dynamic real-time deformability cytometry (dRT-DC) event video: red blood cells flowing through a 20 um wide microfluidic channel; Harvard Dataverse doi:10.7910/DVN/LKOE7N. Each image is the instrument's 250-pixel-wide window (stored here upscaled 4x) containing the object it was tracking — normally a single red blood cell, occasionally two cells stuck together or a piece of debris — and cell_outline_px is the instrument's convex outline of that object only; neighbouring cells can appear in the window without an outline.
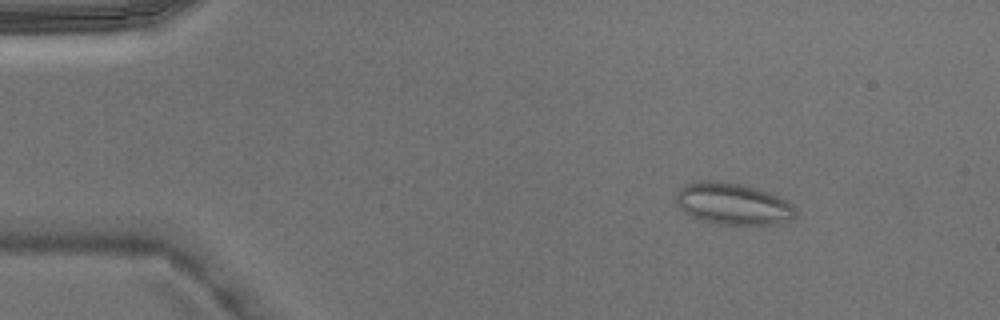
{"species": "Egyptian fruit bat (a non-hibernating species)", "species_latin": "Rousettus aegyptiacus", "temperature_condition": "warm", "stored_images_in_passage": 6, "camera_frame_rate_fps": 3000, "um_per_image_px": 0.085, "animal": {"sex": "male"}, "frame": {"image": 1, "passage_image": 2, "time_ms": 0.333, "image_size_px": [1000, 320], "cell_outline_px": [[796, 216], [792, 220], [776, 224], [716, 224], [692, 216], [684, 212], [676, 204], [676, 192], [684, 184], [696, 180], [716, 180], [740, 184], [756, 188], [768, 192], [792, 204], [796, 212]], "centroid_in_image_um": [62.26, 17.31], "position_along_channel_um": 22.7, "area_um2": 29.07}}
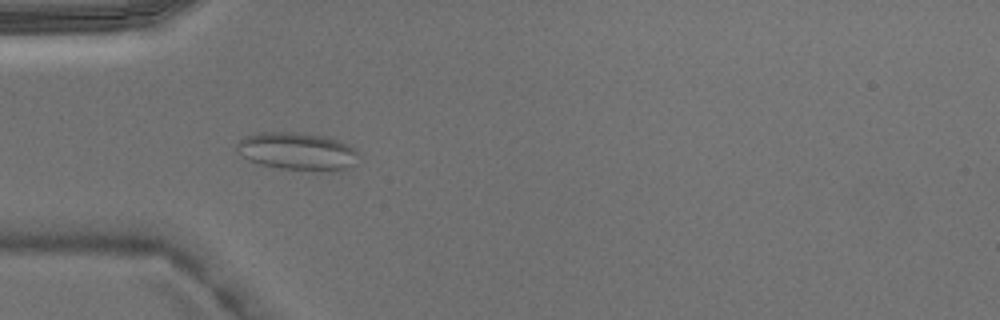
{"frame": {"image": 2, "passage_image": 4, "time_ms": 1.0, "image_size_px": [1000, 320], "cell_outline_px": [[356, 164], [332, 172], [320, 172], [280, 168], [260, 164], [244, 156], [236, 148], [236, 144], [244, 136], [260, 132], [292, 132], [328, 136], [352, 148], [356, 152]], "centroid_in_image_um": [25.26, 12.87], "position_along_channel_um": 59.7, "area_um2": 26.53}}